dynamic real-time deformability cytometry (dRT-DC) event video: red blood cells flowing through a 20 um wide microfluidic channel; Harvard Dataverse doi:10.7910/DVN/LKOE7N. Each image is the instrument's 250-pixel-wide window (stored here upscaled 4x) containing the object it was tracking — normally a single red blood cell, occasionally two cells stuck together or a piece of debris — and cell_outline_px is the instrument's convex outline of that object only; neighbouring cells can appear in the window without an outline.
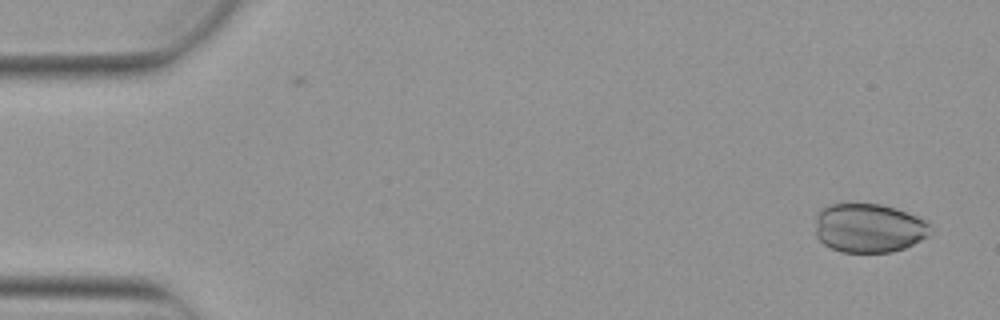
{"species": "Egyptian fruit bat (a non-hibernating species)", "species_latin": "Rousettus aegyptiacus", "temperature_condition": "warm", "stored_images_in_passage": 2, "camera_frame_rate_fps": 3000, "um_per_image_px": 0.085, "animal": {"sex": "female"}, "frame": {"image": 1, "passage_image": 2, "time_ms": 0.333, "image_size_px": [1000, 320], "cell_outline_px": [[932, 224], [928, 236], [904, 248], [892, 252], [840, 252], [824, 244], [816, 236], [816, 216], [824, 208], [832, 204], [880, 204], [896, 208], [916, 216]], "centroid_in_image_um": [73.86, 19.39], "position_along_channel_um": 11.1, "area_um2": 32.71}}